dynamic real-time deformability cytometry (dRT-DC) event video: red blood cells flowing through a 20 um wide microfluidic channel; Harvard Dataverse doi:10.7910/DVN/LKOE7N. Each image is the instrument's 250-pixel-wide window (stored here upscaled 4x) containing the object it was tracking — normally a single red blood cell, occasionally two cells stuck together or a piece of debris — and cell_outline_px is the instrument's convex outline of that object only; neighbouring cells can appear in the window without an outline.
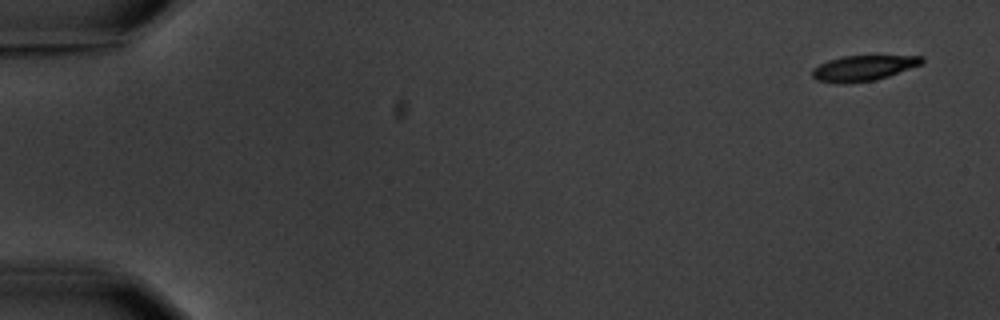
{"species": "common noctule bat (a hibernating species)", "species_latin": "Nyctalus noctula", "temperature_condition": "warm", "stored_images_in_passage": 4, "camera_frame_rate_fps": 3000, "um_per_image_px": 0.085, "animal": {"sex": "male", "body_mass_g": 20.1, "forearm_length_mm": 53.5}, "frame": {"image": 1, "passage_image": 1, "time_ms": 0.0, "image_size_px": [1000, 320], "cell_outline_px": [[924, 60], [920, 64], [888, 76], [876, 80], [844, 84], [840, 84], [816, 80], [812, 76], [812, 68], [828, 60], [840, 56], [924, 56]], "centroid_in_image_um": [73.32, 5.79], "position_along_channel_um": 11.7, "area_um2": 16.18}}